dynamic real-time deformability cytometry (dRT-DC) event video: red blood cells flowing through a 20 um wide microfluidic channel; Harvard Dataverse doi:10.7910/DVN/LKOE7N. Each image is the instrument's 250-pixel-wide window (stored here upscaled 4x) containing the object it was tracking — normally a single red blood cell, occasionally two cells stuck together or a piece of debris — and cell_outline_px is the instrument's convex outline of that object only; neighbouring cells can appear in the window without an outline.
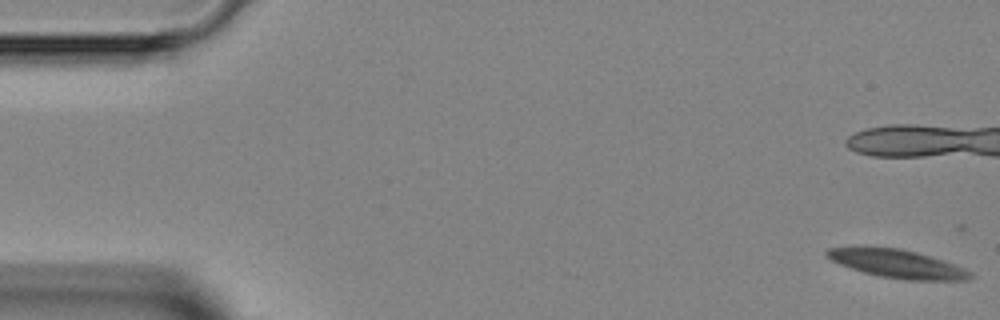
{"species": "Egyptian fruit bat (a non-hibernating species)", "species_latin": "Rousettus aegyptiacus", "temperature_condition": "room temperature", "stored_images_in_passage": 13, "camera_frame_rate_fps": 3000, "um_per_image_px": 0.085, "animal": {"sex": "female"}, "frame": {"image": 1, "passage_image": 1, "time_ms": 0.0, "image_size_px": [1000, 320], "cell_outline_px": [[972, 276], [968, 280], [908, 280], [880, 276], [864, 272], [840, 264], [824, 256], [824, 252], [828, 248], [856, 244], [860, 244], [900, 248], [916, 252], [944, 260], [964, 268], [972, 272]], "centroid_in_image_um": [76.18, 22.37], "position_along_channel_um": 8.8, "area_um2": 24.28}}